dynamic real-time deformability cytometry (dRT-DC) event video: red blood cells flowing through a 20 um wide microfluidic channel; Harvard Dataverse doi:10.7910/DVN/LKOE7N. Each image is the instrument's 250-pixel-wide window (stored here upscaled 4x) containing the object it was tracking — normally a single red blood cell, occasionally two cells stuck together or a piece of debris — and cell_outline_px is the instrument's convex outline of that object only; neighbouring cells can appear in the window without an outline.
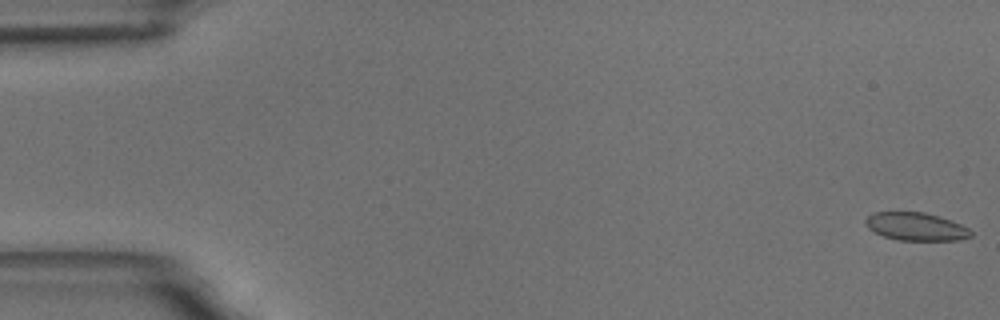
{"species": "common noctule bat (a hibernating species)", "species_latin": "Nyctalus noctula", "temperature_condition": "room temperature", "stored_images_in_passage": 58, "camera_frame_rate_fps": 3000, "um_per_image_px": 0.085, "animal": {"sex": "male", "body_mass_g": 18.8}, "frame": {"image": 1, "passage_image": 1, "time_ms": 0.0, "image_size_px": [1000, 320], "cell_outline_px": [[972, 236], [960, 240], [896, 240], [884, 236], [868, 228], [864, 224], [864, 220], [872, 212], [924, 212], [960, 224], [968, 228], [972, 232]], "centroid_in_image_um": [77.82, 19.26], "position_along_channel_um": 7.2, "area_um2": 17.05}}
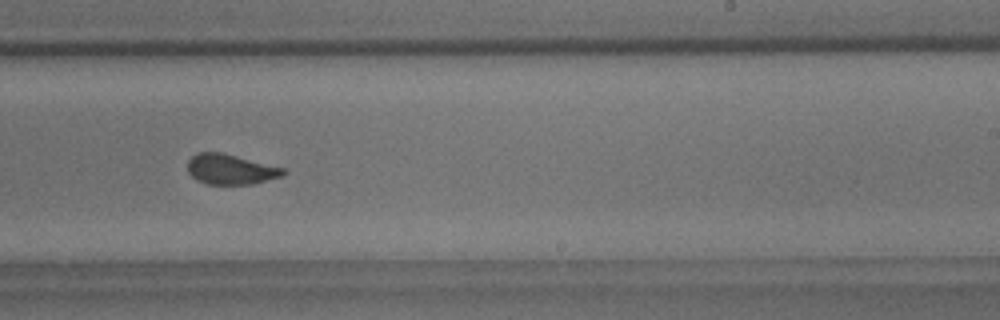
{"frame": {"image": 2, "passage_image": 36, "time_ms": 11.667, "image_size_px": [1000, 320], "cell_outline_px": [[288, 172], [284, 176], [252, 184], [208, 184], [196, 180], [188, 172], [188, 160], [196, 152], [224, 152], [284, 168]], "centroid_in_image_um": [19.62, 14.38], "position_along_channel_um": 269.4, "area_um2": 17.05}}
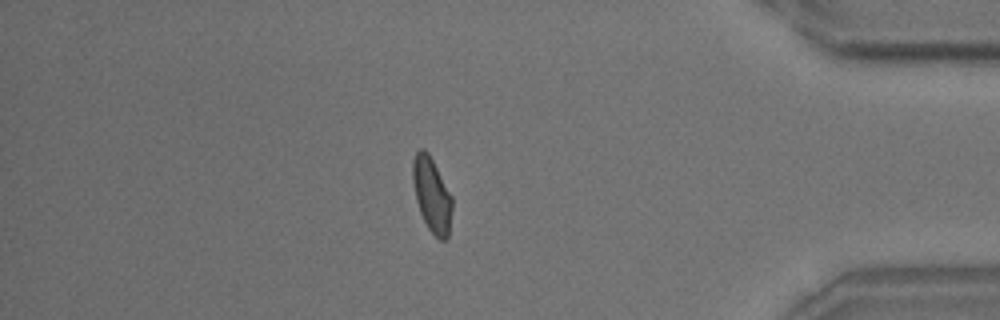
{"frame": {"image": 3, "passage_image": 50, "time_ms": 16.333, "image_size_px": [1000, 320], "cell_outline_px": [[452, 208], [448, 236], [444, 240], [440, 240], [428, 228], [420, 212], [416, 200], [412, 180], [412, 160], [416, 152], [420, 148], [424, 148], [428, 152], [452, 196]], "centroid_in_image_um": [36.69, 16.53], "position_along_channel_um": 398.5, "area_um2": 17.05}, "authors_computed_cell_mechanics": {"area_um2": 17.5423, "velocity_mm_per_s": 3.5031, "shape_relaxation_time_tau1_ms": 4.1717, "shape_relaxation_time_tau2_ms": null, "deformation_change_tau1": 0.0939, "deformation_change_tau2": null}}